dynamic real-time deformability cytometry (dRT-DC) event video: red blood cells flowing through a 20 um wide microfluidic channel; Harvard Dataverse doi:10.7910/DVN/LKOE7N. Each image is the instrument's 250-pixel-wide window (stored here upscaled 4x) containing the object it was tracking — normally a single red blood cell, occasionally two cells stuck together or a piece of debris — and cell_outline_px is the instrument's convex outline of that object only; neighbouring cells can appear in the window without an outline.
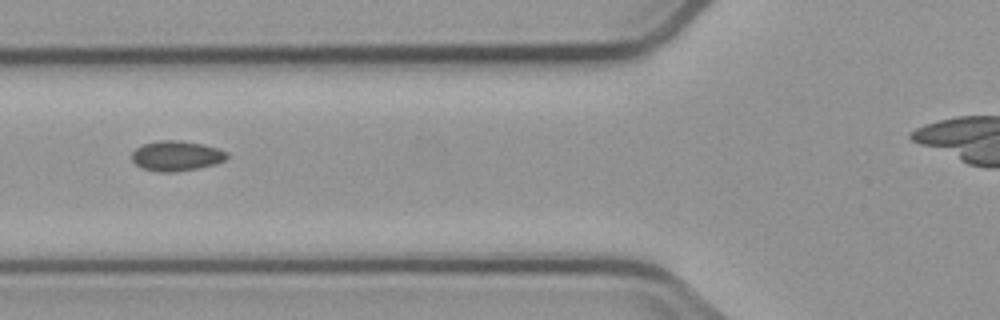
{"species": "common noctule bat (a hibernating species)", "species_latin": "Nyctalus noctula", "temperature_condition": "cold", "stored_images_in_passage": 4, "camera_frame_rate_fps": 3000, "um_per_image_px": 0.085, "animal": {"sex": "male", "body_mass_g": 23.1, "forearm_length_mm": 52.7}, "frame": {"image": 1, "passage_image": 2, "time_ms": 1.0, "image_size_px": [1000, 320], "cell_outline_px": [[228, 156], [224, 160], [216, 164], [196, 168], [172, 172], [160, 172], [144, 168], [136, 164], [132, 160], [132, 152], [136, 148], [144, 144], [160, 140], [180, 140], [204, 144], [216, 148], [224, 152]], "centroid_in_image_um": [14.98, 13.24], "position_along_channel_um": 110.8, "area_um2": 16.42}}
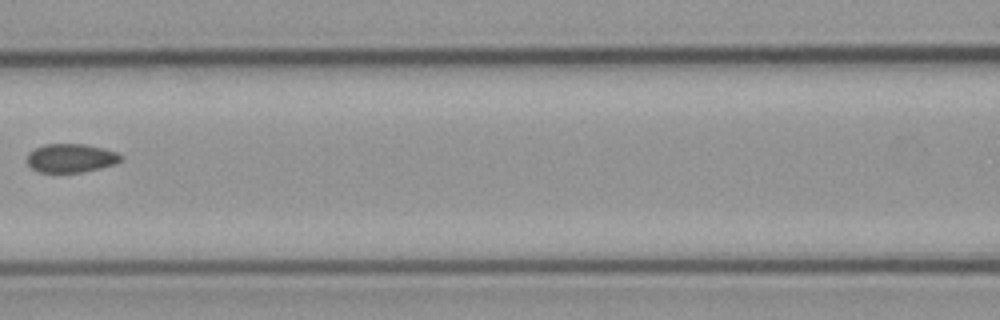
{"frame": {"image": 2, "passage_image": 3, "time_ms": 2.333, "image_size_px": [1000, 320], "cell_outline_px": [[120, 160], [112, 164], [100, 168], [80, 172], [40, 172], [32, 168], [28, 164], [28, 152], [44, 144], [84, 144], [116, 152], [120, 156]], "centroid_in_image_um": [5.97, 13.43], "position_along_channel_um": 160.6, "area_um2": 15.26}}
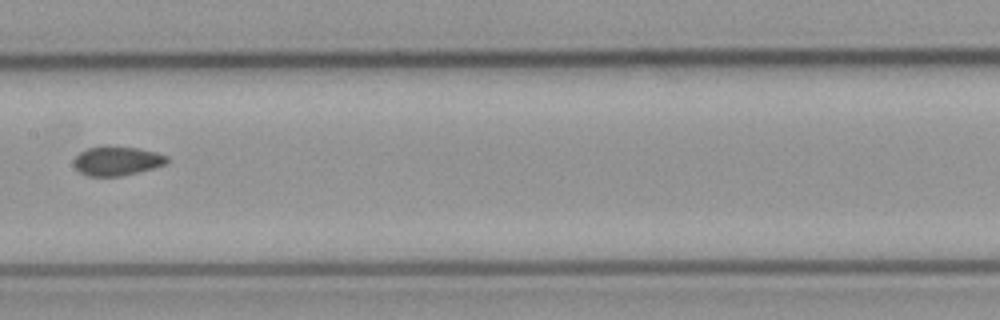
{"frame": {"image": 3, "passage_image": 4, "time_ms": 3.333, "image_size_px": [1000, 320], "cell_outline_px": [[168, 160], [164, 164], [152, 168], [120, 176], [88, 176], [80, 172], [76, 168], [72, 160], [80, 152], [88, 148], [108, 144], [140, 148], [156, 152], [168, 156]], "centroid_in_image_um": [9.91, 13.64], "position_along_channel_um": 197.5, "area_um2": 16.01}}